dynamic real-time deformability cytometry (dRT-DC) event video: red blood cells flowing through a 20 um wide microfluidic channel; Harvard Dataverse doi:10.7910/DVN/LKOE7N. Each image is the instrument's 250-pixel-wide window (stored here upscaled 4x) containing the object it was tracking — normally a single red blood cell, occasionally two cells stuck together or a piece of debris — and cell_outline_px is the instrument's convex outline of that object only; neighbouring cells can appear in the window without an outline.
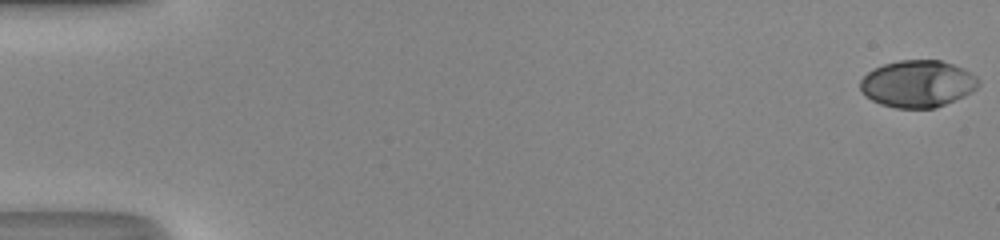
{"species": "human", "species_latin": "Homo sapiens", "temperature_condition": "room temperature", "stored_images_in_passage": 50, "camera_frame_rate_fps": 3000, "um_per_image_px": 0.085, "donor": {"sex": "male"}, "frame": {"image": 1, "passage_image": 1, "time_ms": 0.0, "image_size_px": [1000, 240], "cell_outline_px": [[980, 84], [972, 92], [964, 96], [936, 108], [896, 108], [880, 104], [864, 96], [860, 92], [860, 80], [872, 68], [884, 64], [900, 60], [940, 60], [964, 68], [976, 76], [980, 80]], "centroid_in_image_um": [77.99, 7.12], "position_along_channel_um": 7.0, "area_um2": 32.66}}
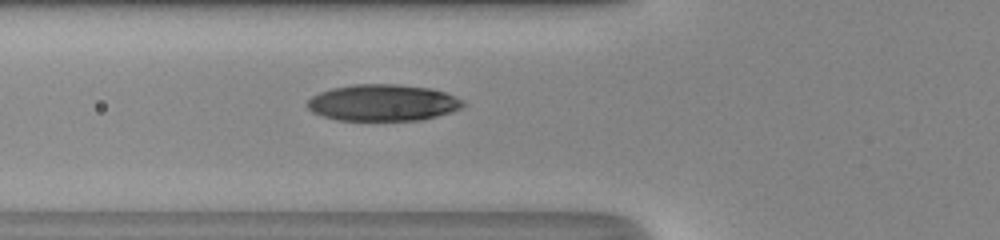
{"frame": {"image": 2, "passage_image": 20, "time_ms": 6.333, "image_size_px": [1000, 240], "cell_outline_px": [[468, 104], [452, 112], [424, 120], [336, 120], [312, 112], [304, 104], [312, 96], [320, 92], [332, 88], [352, 84], [400, 84], [432, 88], [444, 92], [464, 100]], "centroid_in_image_um": [32.57, 8.73], "position_along_channel_um": 93.2, "area_um2": 33.52}}
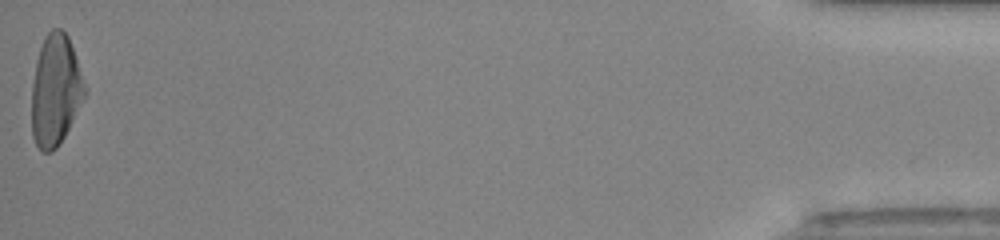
{"frame": {"image": 3, "passage_image": 50, "time_ms": 16.333, "image_size_px": [1000, 240], "cell_outline_px": [[88, 92], [64, 136], [56, 148], [52, 152], [40, 152], [32, 136], [32, 84], [36, 60], [44, 36], [52, 28], [60, 28], [68, 36]], "centroid_in_image_um": [4.71, 7.69], "position_along_channel_um": 430.5, "area_um2": 34.39}, "authors_computed_cell_mechanics": {"area_um2": 33.0905, "velocity_mm_per_s": 4.339, "shape_relaxation_time_tau1_ms": 4.3764, "shape_relaxation_time_tau2_ms": 0.9021, "deformation_change_tau1": 0.2185, "deformation_change_tau2": 0.0469}}